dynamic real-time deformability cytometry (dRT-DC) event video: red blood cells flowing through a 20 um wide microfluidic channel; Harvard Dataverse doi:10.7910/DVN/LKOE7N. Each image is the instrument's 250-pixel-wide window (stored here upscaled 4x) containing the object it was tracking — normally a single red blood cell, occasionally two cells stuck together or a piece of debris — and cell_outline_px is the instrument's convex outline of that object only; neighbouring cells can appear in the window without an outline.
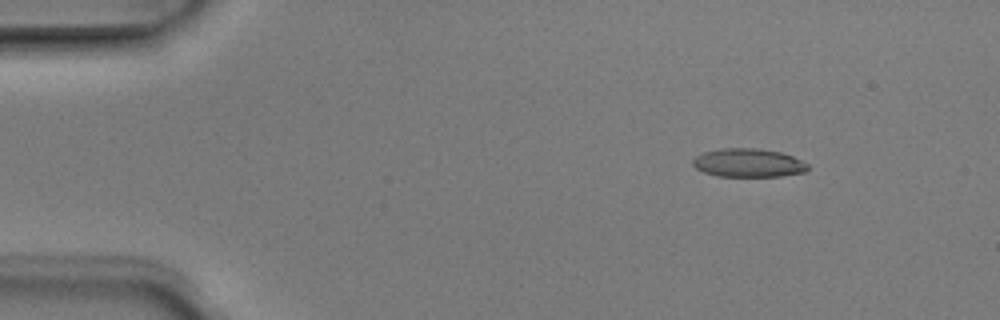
{"species": "Egyptian fruit bat (a non-hibernating species)", "species_latin": "Rousettus aegyptiacus", "temperature_condition": "room temperature", "stored_images_in_passage": 4, "camera_frame_rate_fps": 3000, "um_per_image_px": 0.085, "animal": {"sex": "male"}, "frame": {"image": 1, "passage_image": 2, "time_ms": 0.333, "image_size_px": [1000, 320], "cell_outline_px": [[808, 168], [804, 172], [780, 176], [716, 176], [704, 172], [696, 168], [692, 164], [692, 160], [696, 156], [704, 152], [720, 148], [760, 148], [780, 152], [792, 156], [808, 164]], "centroid_in_image_um": [63.58, 13.83], "position_along_channel_um": 21.4, "area_um2": 19.07}}